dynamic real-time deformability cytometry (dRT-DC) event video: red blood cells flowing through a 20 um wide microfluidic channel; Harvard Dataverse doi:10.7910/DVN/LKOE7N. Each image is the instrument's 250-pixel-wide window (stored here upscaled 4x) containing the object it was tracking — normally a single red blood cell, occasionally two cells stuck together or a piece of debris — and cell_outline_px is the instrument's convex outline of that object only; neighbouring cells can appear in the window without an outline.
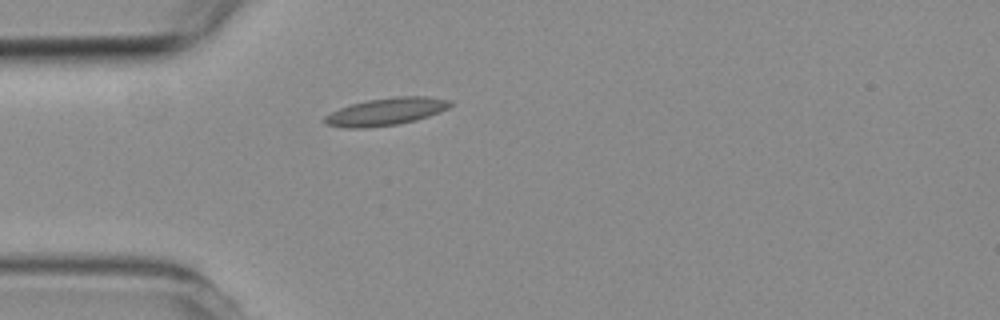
{"species": "common noctule bat (a hibernating species)", "species_latin": "Nyctalus noctula", "temperature_condition": "room temperature", "stored_images_in_passage": 1, "camera_frame_rate_fps": 3000, "um_per_image_px": 0.085, "animal": {"sex": "female", "body_mass_g": 19.3, "forearm_length_mm": 54.1}, "frame": {"image": 1, "passage_image": 1, "time_ms": 0.0, "image_size_px": [1000, 320], "cell_outline_px": [[452, 104], [448, 108], [428, 116], [416, 120], [396, 124], [368, 128], [344, 128], [324, 124], [324, 116], [340, 108], [352, 104], [368, 100], [396, 96], [428, 96], [452, 100]], "centroid_in_image_um": [32.81, 9.49], "position_along_channel_um": 52.2, "area_um2": 20.06}}